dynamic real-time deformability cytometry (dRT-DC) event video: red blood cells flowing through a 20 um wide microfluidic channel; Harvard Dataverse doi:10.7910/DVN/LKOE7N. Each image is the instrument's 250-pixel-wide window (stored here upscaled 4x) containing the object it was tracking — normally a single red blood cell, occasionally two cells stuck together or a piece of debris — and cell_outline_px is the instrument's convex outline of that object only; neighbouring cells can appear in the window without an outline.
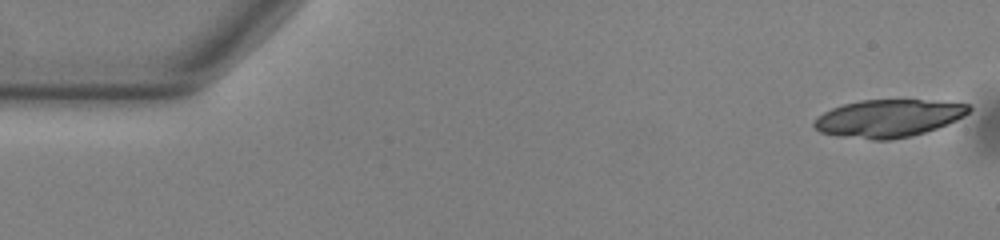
{"species": "common noctule bat (a hibernating species)", "species_latin": "Nyctalus noctula", "temperature_condition": "warm", "stored_images_in_passage": 52, "camera_frame_rate_fps": 3000, "um_per_image_px": 0.085, "animal": {"sex": "male", "body_mass_g": 13.0, "forearm_length_mm": 53.1}, "frame": {"image": 1, "passage_image": 1, "time_ms": 0.0, "image_size_px": [1000, 240], "cell_outline_px": [[972, 108], [964, 116], [956, 120], [936, 128], [924, 132], [908, 136], [888, 140], [872, 140], [836, 136], [820, 132], [812, 124], [816, 116], [832, 108], [844, 104], [860, 100], [920, 100], [968, 104]], "centroid_in_image_um": [75.45, 10.06], "position_along_channel_um": 9.5, "area_um2": 33.7}}
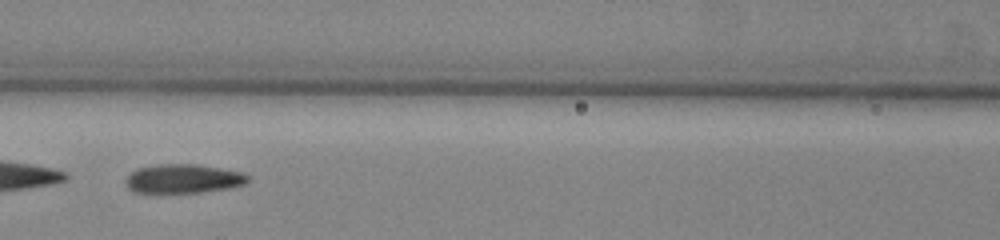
{"frame": {"image": 2, "passage_image": 23, "time_ms": 7.333, "image_size_px": [1000, 240], "cell_outline_px": [[252, 180], [244, 184], [232, 188], [200, 192], [132, 192], [124, 184], [124, 180], [136, 168], [160, 164], [196, 164], [220, 168], [240, 172], [252, 176]], "centroid_in_image_um": [15.6, 15.19], "position_along_channel_um": 151.0, "area_um2": 20.81}}
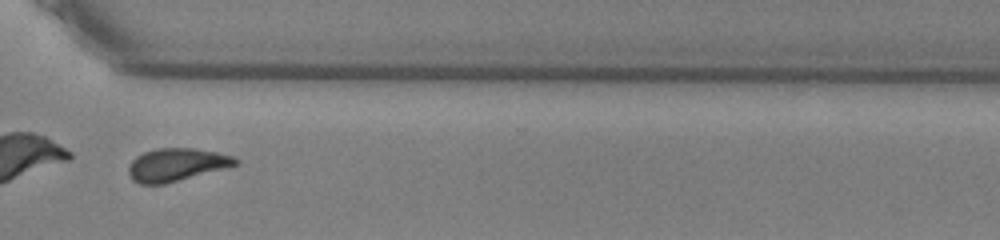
{"frame": {"image": 3, "passage_image": 39, "time_ms": 12.667, "image_size_px": [1000, 240], "cell_outline_px": [[240, 164], [164, 184], [140, 184], [132, 180], [128, 172], [128, 164], [136, 156], [144, 152], [156, 148], [192, 148], [216, 152], [232, 156], [240, 160]], "centroid_in_image_um": [14.98, 14.0], "position_along_channel_um": 355.6, "area_um2": 20.46}, "authors_computed_cell_mechanics": {"area_um2": 21.5594, "velocity_mm_per_s": 3.8296, "shape_relaxation_time_tau1_ms": 5.8226, "shape_relaxation_time_tau2_ms": 1.9404, "deformation_change_tau1": 0.1623, "deformation_change_tau2": 0.0892}}